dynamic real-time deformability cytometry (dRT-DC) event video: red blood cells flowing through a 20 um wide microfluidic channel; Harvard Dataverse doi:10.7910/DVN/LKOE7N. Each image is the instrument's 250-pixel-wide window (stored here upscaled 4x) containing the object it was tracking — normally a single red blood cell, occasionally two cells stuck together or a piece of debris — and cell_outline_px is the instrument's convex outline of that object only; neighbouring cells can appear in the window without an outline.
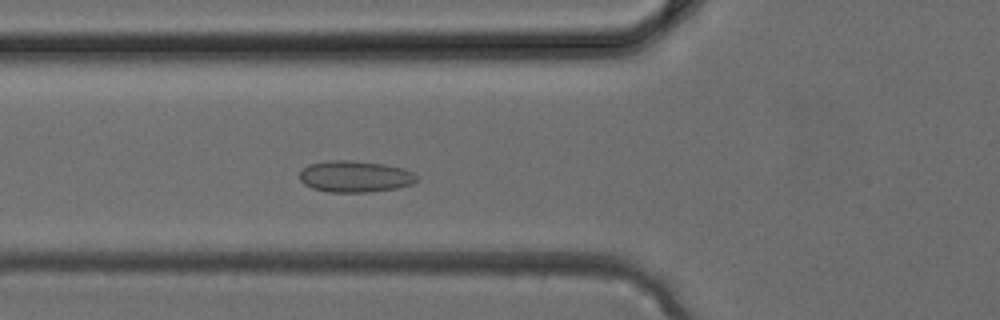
{"species": "common noctule bat (a hibernating species)", "species_latin": "Nyctalus noctula", "temperature_condition": "cold", "stored_images_in_passage": 18, "camera_frame_rate_fps": 3000, "um_per_image_px": 0.085, "animal": {"sex": "female", "body_mass_g": 24.6, "forearm_length_mm": 56.2}, "frame": {"image": 1, "passage_image": 10, "time_ms": 3.0, "image_size_px": [1000, 320], "cell_outline_px": [[416, 180], [412, 184], [396, 188], [368, 192], [328, 192], [312, 188], [304, 184], [300, 180], [300, 172], [308, 164], [328, 160], [352, 160], [384, 164], [400, 168], [412, 172], [416, 176]], "centroid_in_image_um": [30.13, 15.0], "position_along_channel_um": 95.7, "area_um2": 21.39}}
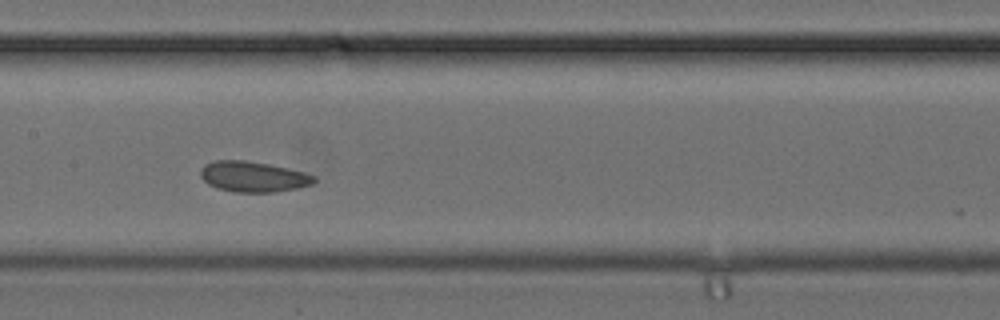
{"frame": {"image": 2, "passage_image": 15, "time_ms": 4.667, "image_size_px": [1000, 320], "cell_outline_px": [[316, 180], [312, 184], [296, 188], [272, 192], [232, 192], [216, 188], [208, 184], [200, 176], [200, 168], [204, 164], [216, 160], [244, 160], [268, 164], [304, 172], [316, 176]], "centroid_in_image_um": [21.48, 15.02], "position_along_channel_um": 185.9, "area_um2": 20.23}}
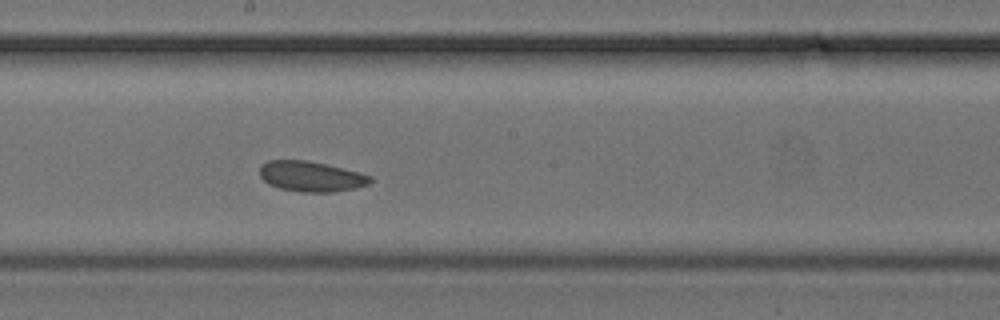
{"frame": {"image": 3, "passage_image": 17, "time_ms": 5.333, "image_size_px": [1000, 320], "cell_outline_px": [[372, 180], [368, 184], [352, 188], [332, 192], [300, 192], [280, 188], [268, 184], [260, 176], [260, 164], [268, 160], [308, 160], [360, 172], [372, 176]], "centroid_in_image_um": [26.41, 14.98], "position_along_channel_um": 221.8, "area_um2": 19.54}}